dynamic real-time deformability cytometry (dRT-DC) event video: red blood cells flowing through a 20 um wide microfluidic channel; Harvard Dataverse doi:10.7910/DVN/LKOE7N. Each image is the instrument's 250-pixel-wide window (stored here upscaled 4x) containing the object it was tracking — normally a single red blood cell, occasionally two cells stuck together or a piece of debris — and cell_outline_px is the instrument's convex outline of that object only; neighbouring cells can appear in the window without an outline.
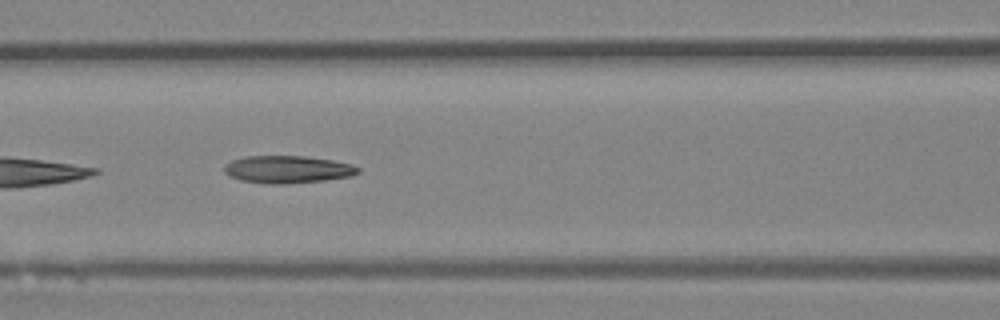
{"species": "Egyptian fruit bat (a non-hibernating species)", "species_latin": "Rousettus aegyptiacus", "temperature_condition": "room temperature", "stored_images_in_passage": 29, "camera_frame_rate_fps": 3000, "um_per_image_px": 0.085, "animal": {"sex": "female"}, "frame": {"image": 1, "passage_image": 21, "time_ms": 6.667, "image_size_px": [1000, 320], "cell_outline_px": [[360, 172], [352, 176], [324, 180], [284, 184], [268, 184], [240, 180], [224, 172], [224, 168], [232, 160], [244, 156], [304, 156], [332, 160], [352, 164], [360, 168]], "centroid_in_image_um": [24.48, 14.4], "position_along_channel_um": 142.1, "area_um2": 21.33}}